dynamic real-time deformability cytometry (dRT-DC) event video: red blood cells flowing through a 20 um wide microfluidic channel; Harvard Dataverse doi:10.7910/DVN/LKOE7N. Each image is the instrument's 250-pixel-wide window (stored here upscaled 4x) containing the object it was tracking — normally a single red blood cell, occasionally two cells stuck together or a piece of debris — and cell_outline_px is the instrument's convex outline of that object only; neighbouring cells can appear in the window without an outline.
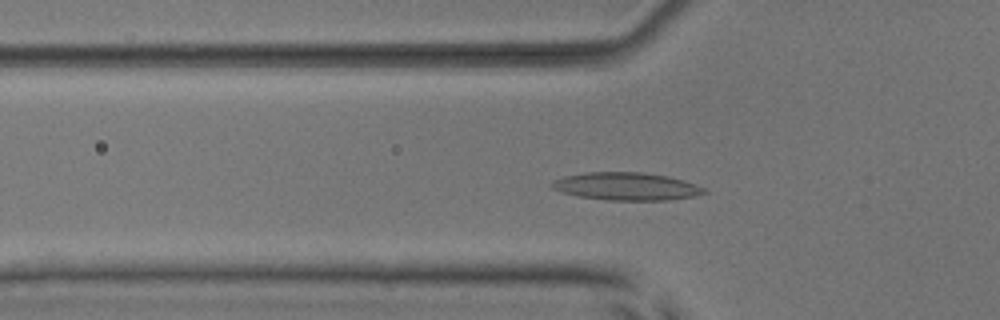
{"species": "common noctule bat (a hibernating species)", "species_latin": "Nyctalus noctula", "temperature_condition": "room temperature", "stored_images_in_passage": 42, "camera_frame_rate_fps": 3000, "um_per_image_px": 0.085, "animal": {"sex": "male", "body_mass_g": 17.9, "forearm_length_mm": 54.2}, "frame": {"image": 1, "passage_image": 11, "time_ms": 3.333, "image_size_px": [1000, 320], "cell_outline_px": [[708, 192], [696, 196], [668, 200], [608, 200], [576, 196], [560, 192], [552, 188], [548, 184], [552, 180], [564, 176], [584, 172], [640, 172], [668, 176], [704, 188]], "centroid_in_image_um": [53.16, 15.84], "position_along_channel_um": 72.6, "area_um2": 24.68}}
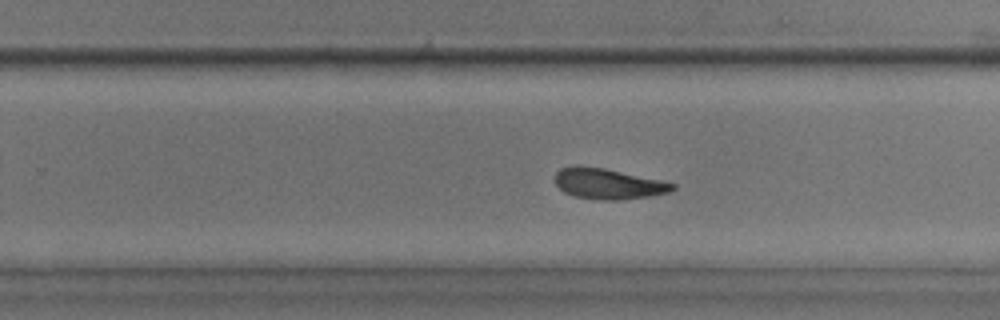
{"frame": {"image": 2, "passage_image": 27, "time_ms": 8.667, "image_size_px": [1000, 320], "cell_outline_px": [[676, 188], [668, 192], [648, 196], [620, 200], [604, 200], [572, 196], [564, 192], [556, 184], [556, 172], [560, 168], [576, 164], [604, 168], [660, 180], [676, 184]], "centroid_in_image_um": [51.66, 15.61], "position_along_channel_um": 278.1, "area_um2": 20.92}}
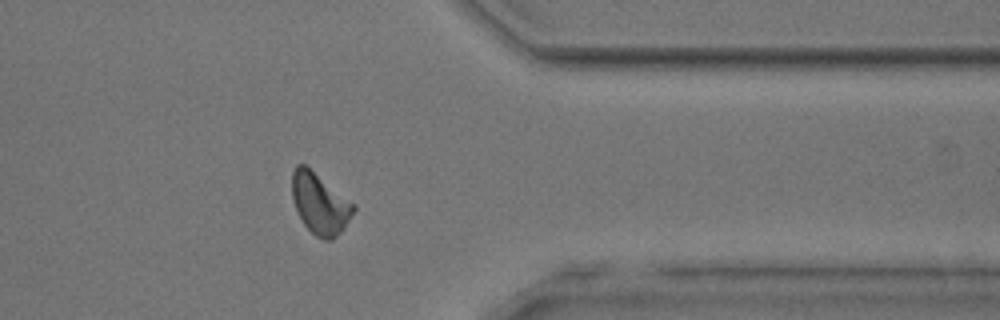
{"frame": {"image": 3, "passage_image": 36, "time_ms": 11.667, "image_size_px": [1000, 320], "cell_outline_px": [[356, 208], [344, 228], [332, 240], [324, 240], [316, 236], [304, 224], [296, 208], [292, 196], [292, 172], [296, 164], [304, 164], [356, 204]], "centroid_in_image_um": [27.2, 17.3], "position_along_channel_um": 384.2, "area_um2": 21.62}, "authors_computed_cell_mechanics": {"area_um2": 21.5594, "velocity_mm_per_s": 3.8727, "shape_relaxation_time_tau1_ms": 4.9897, "shape_relaxation_time_tau2_ms": 3.483, "deformation_change_tau1": 0.1855, "deformation_change_tau2": 0.1268}}